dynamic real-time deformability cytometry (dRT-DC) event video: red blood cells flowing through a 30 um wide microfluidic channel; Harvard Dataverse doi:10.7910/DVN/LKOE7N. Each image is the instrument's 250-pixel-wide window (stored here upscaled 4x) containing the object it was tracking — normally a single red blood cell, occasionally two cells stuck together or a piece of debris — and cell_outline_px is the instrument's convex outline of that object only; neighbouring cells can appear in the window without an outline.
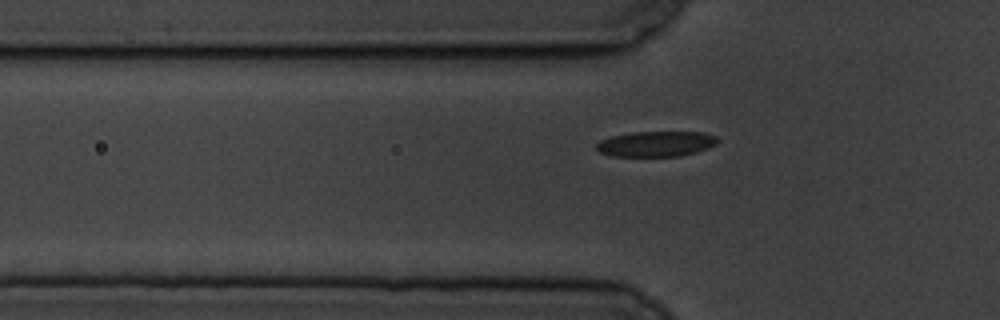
{"species": "common noctule bat (a hibernating species)", "species_latin": "Nyctalus noctula", "temperature_condition": "cold", "stored_images_in_passage": 44, "camera_frame_rate_fps": 3000, "um_per_image_px": 0.085, "animal": {"sex": "male", "body_mass_g": 19.5, "forearm_length_mm": 54.6}, "frame": {"image": 1, "passage_image": 11, "time_ms": 3.333, "image_size_px": [1000, 320], "cell_outline_px": [[720, 140], [716, 144], [708, 148], [696, 152], [680, 156], [612, 156], [600, 152], [596, 148], [596, 144], [600, 140], [612, 136], [632, 132], [704, 132], [716, 136]], "centroid_in_image_um": [55.79, 12.22], "position_along_channel_um": 70.0, "area_um2": 17.98}}
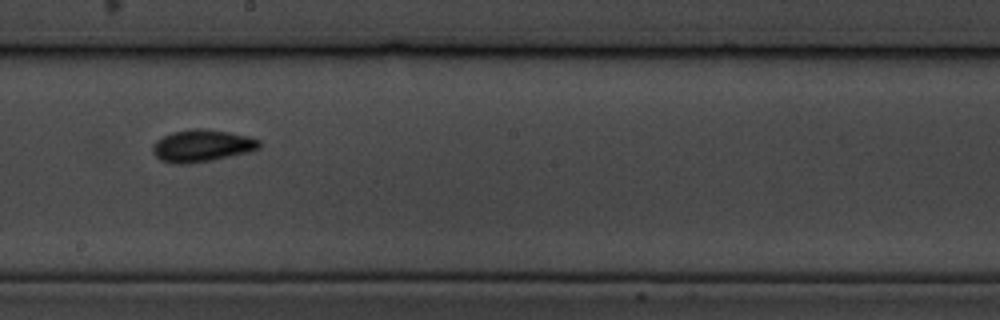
{"frame": {"image": 2, "passage_image": 25, "time_ms": 8.0, "image_size_px": [1000, 320], "cell_outline_px": [[260, 148], [248, 152], [212, 160], [188, 164], [176, 164], [160, 160], [152, 152], [152, 144], [156, 140], [172, 132], [192, 128], [204, 128], [228, 132], [248, 136], [260, 140]], "centroid_in_image_um": [17.14, 12.39], "position_along_channel_um": 231.1, "area_um2": 20.06}}
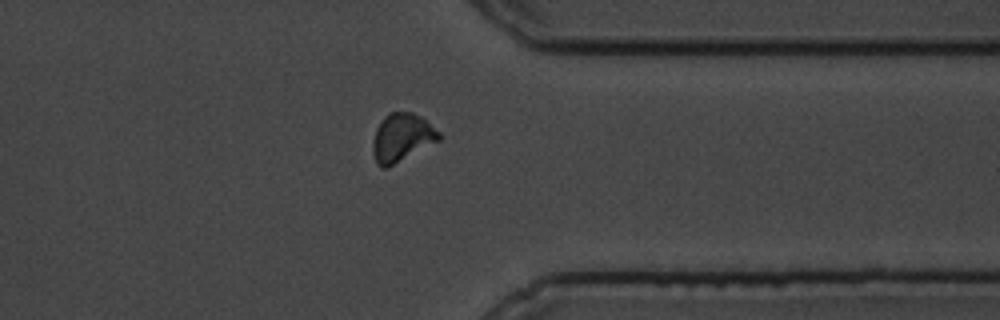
{"frame": {"image": 3, "passage_image": 38, "time_ms": 12.333, "image_size_px": [1000, 320], "cell_outline_px": [[440, 140], [384, 168], [380, 168], [376, 164], [372, 152], [372, 140], [376, 128], [380, 120], [384, 116], [392, 112], [412, 112], [420, 116], [440, 132]], "centroid_in_image_um": [34.11, 11.68], "position_along_channel_um": 377.3, "area_um2": 18.38}}